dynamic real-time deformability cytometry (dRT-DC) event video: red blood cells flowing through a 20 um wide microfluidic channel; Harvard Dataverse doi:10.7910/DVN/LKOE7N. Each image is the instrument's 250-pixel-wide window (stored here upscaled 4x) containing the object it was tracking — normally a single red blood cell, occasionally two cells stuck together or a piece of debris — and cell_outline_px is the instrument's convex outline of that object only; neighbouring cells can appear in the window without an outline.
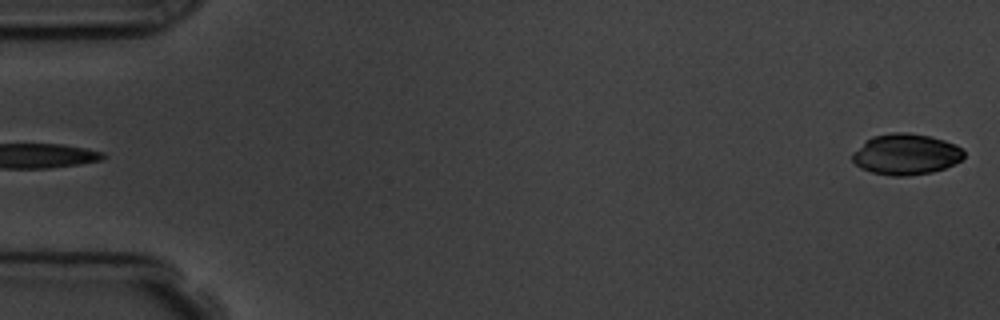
{"species": "common noctule bat (a hibernating species)", "species_latin": "Nyctalus noctula", "temperature_condition": "room temperature", "stored_images_in_passage": 5, "segment_of_instrument_passage": [2, 2], "camera_frame_rate_fps": 3000, "um_per_image_px": 0.085, "animal": {"sex": "male", "body_mass_g": 19.5, "forearm_length_mm": 54.6}, "frame": {"image": 1, "passage_image": 5, "time_ms": 4.667, "image_size_px": [1000, 320], "cell_outline_px": [[964, 156], [960, 160], [944, 168], [932, 172], [908, 176], [892, 176], [872, 172], [860, 168], [852, 160], [852, 152], [872, 136], [892, 132], [908, 132], [928, 136], [944, 140], [956, 144], [964, 152]], "centroid_in_image_um": [76.98, 13.11], "position_along_channel_um": 8.0, "area_um2": 26.53}}